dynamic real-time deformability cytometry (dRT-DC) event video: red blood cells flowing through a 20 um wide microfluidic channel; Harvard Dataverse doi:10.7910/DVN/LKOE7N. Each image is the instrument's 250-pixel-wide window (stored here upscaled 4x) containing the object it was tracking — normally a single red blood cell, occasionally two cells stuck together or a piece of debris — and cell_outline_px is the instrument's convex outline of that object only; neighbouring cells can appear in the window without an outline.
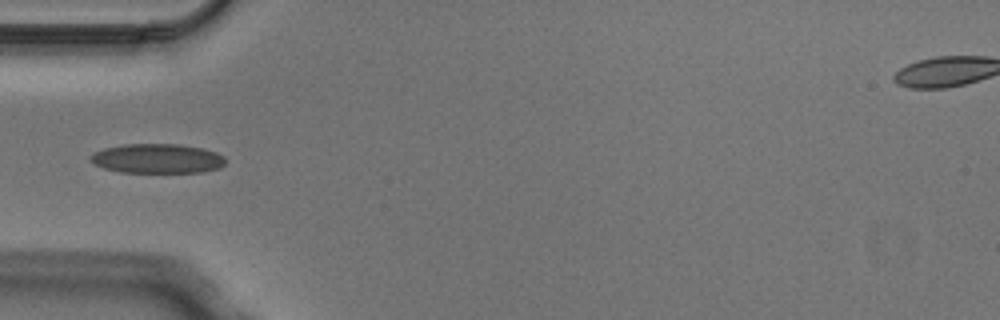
{"species": "Egyptian fruit bat (a non-hibernating species)", "species_latin": "Rousettus aegyptiacus", "temperature_condition": "cold", "stored_images_in_passage": 5, "camera_frame_rate_fps": 3000, "um_per_image_px": 0.085, "animal": {"sex": "male"}, "frame": {"image": 1, "passage_image": 4, "time_ms": 1.0, "image_size_px": [1000, 320], "cell_outline_px": [[228, 160], [220, 168], [200, 172], [120, 172], [104, 168], [92, 164], [88, 160], [88, 156], [92, 152], [104, 148], [124, 144], [180, 144], [204, 148], [216, 152], [224, 156]], "centroid_in_image_um": [13.35, 13.47], "position_along_channel_um": 71.7, "area_um2": 23.58}}
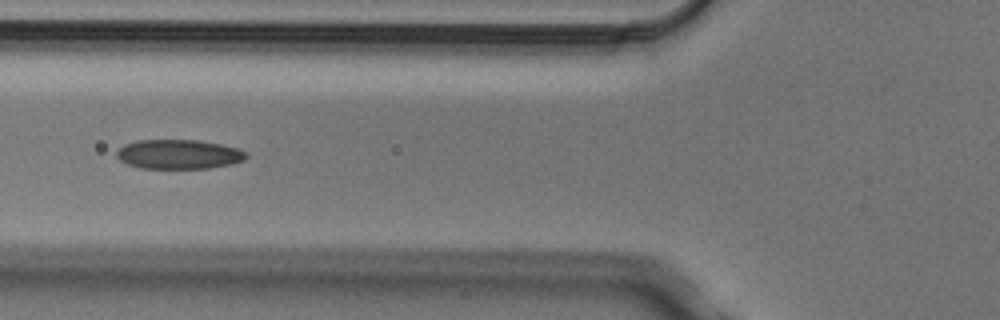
{"frame": {"image": 2, "passage_image": 5, "time_ms": 1.333, "image_size_px": [1000, 320], "cell_outline_px": [[248, 156], [244, 160], [232, 164], [208, 168], [140, 168], [128, 164], [120, 160], [116, 156], [116, 152], [124, 144], [136, 140], [200, 140], [240, 148], [248, 152]], "centroid_in_image_um": [15.23, 13.1], "position_along_channel_um": 110.6, "area_um2": 22.37}}